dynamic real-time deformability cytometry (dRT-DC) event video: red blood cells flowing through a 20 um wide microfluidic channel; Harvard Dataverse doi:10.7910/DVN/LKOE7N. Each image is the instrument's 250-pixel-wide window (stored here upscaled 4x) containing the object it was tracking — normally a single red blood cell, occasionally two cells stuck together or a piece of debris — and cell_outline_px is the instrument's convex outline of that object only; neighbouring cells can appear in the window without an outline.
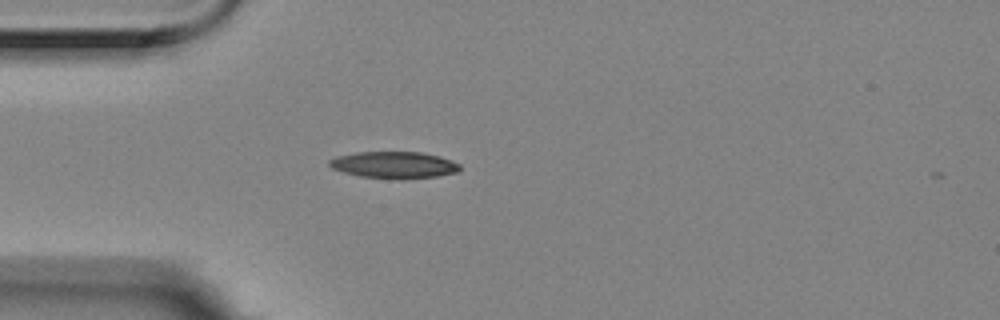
{"species": "Egyptian fruit bat (a non-hibernating species)", "species_latin": "Rousettus aegyptiacus", "temperature_condition": "room temperature", "stored_images_in_passage": 1, "camera_frame_rate_fps": 3000, "um_per_image_px": 0.085, "animal": {"sex": "female"}, "frame": {"image": 1, "passage_image": 1, "time_ms": 0.0, "image_size_px": [1000, 320], "cell_outline_px": [[460, 168], [456, 172], [436, 176], [400, 180], [360, 176], [344, 172], [332, 168], [328, 164], [328, 160], [336, 156], [356, 152], [420, 152], [440, 156], [452, 160], [460, 164]], "centroid_in_image_um": [33.48, 14.02], "position_along_channel_um": 51.5, "area_um2": 20.46}}